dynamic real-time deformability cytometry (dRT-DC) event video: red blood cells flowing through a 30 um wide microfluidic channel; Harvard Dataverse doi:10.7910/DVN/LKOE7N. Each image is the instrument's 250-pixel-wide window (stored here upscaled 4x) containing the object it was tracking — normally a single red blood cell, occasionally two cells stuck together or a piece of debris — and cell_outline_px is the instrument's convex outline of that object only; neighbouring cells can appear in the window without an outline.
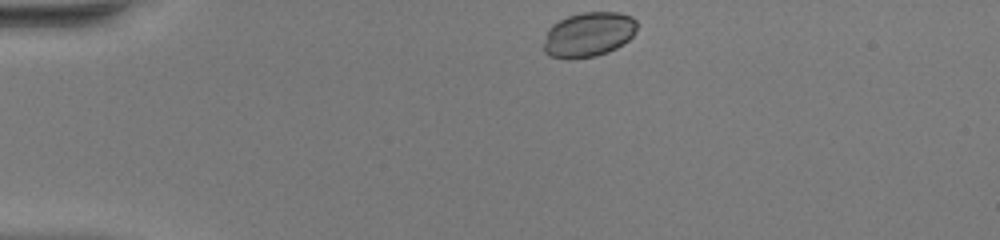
{"species": "common noctule bat (a hibernating species)", "species_latin": "Nyctalus noctula", "temperature_condition": "warm", "stored_images_in_passage": 41, "camera_frame_rate_fps": 3000, "um_per_image_px": 0.085, "animal": {"sex": "female", "body_mass_g": 20.0, "forearm_length_mm": 54.0}, "frame": {"image": 1, "passage_image": 1, "time_ms": 0.0, "image_size_px": [1000, 240], "cell_outline_px": [[636, 32], [624, 44], [608, 52], [596, 56], [568, 60], [548, 56], [544, 52], [544, 44], [548, 28], [552, 24], [568, 16], [584, 12], [620, 12], [632, 16], [636, 20]], "centroid_in_image_um": [50.02, 2.95], "position_along_channel_um": 35.0, "area_um2": 24.62}}
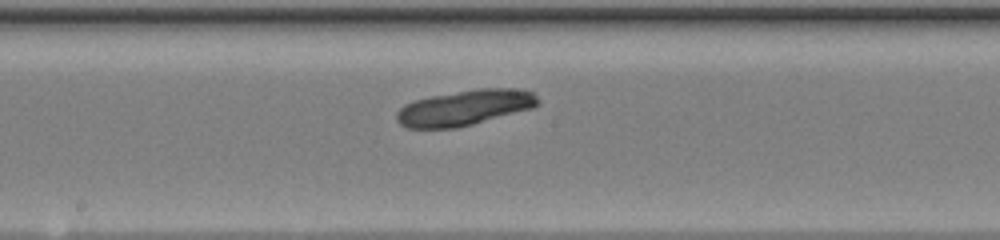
{"frame": {"image": 2, "passage_image": 18, "time_ms": 5.667, "image_size_px": [1000, 240], "cell_outline_px": [[540, 104], [532, 108], [472, 124], [456, 128], [408, 128], [400, 124], [396, 120], [396, 112], [404, 104], [412, 100], [432, 96], [480, 88], [520, 88], [532, 92], [540, 100]], "centroid_in_image_um": [39.5, 9.15], "position_along_channel_um": 208.7, "area_um2": 29.19}}
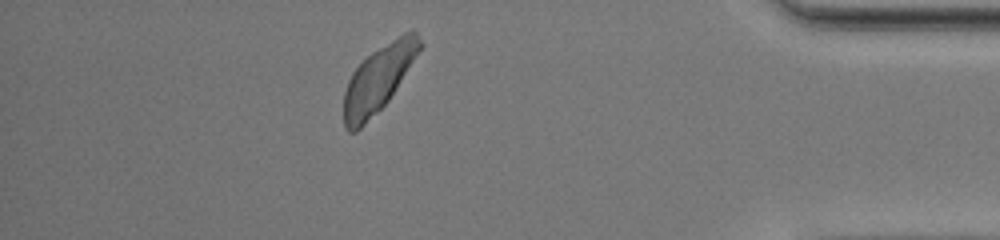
{"frame": {"image": 3, "passage_image": 35, "time_ms": 11.333, "image_size_px": [1000, 240], "cell_outline_px": [[424, 44], [388, 100], [356, 132], [348, 132], [344, 128], [344, 92], [348, 80], [352, 72], [372, 52], [404, 32], [412, 28], [416, 32]], "centroid_in_image_um": [32.16, 6.68], "position_along_channel_um": 403.0, "area_um2": 28.78}, "authors_computed_cell_mechanics": {"area_um2": 28.7266, "velocity_mm_per_s": 4.0846, "shape_relaxation_time_tau1_ms": null, "shape_relaxation_time_tau2_ms": 9.8218, "deformation_change_tau1": null, "deformation_change_tau2": 0.1492}}